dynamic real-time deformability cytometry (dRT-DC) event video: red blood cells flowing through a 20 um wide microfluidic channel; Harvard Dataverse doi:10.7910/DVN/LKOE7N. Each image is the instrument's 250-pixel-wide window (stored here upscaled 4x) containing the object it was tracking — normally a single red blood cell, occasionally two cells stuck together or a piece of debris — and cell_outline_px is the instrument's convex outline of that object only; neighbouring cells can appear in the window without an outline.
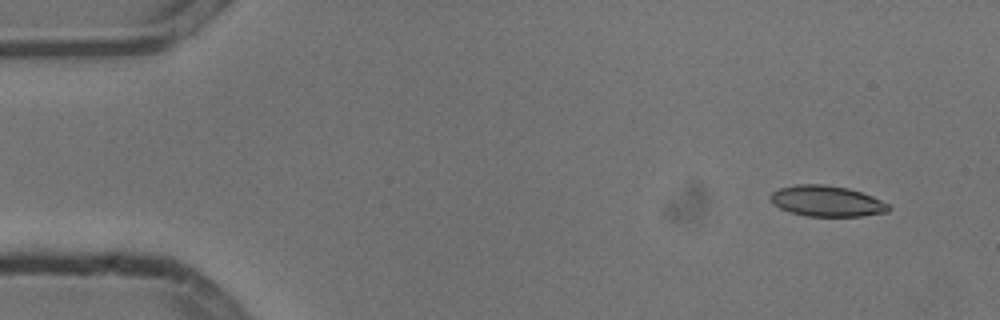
{"species": "common noctule bat (a hibernating species)", "species_latin": "Nyctalus noctula", "temperature_condition": "cold", "stored_images_in_passage": 4, "camera_frame_rate_fps": 3000, "um_per_image_px": 0.085, "animal": {"sex": "male", "body_mass_g": 13.3}, "frame": {"image": 1, "passage_image": 1, "time_ms": 0.0, "image_size_px": [1000, 320], "cell_outline_px": [[892, 208], [888, 212], [860, 216], [808, 216], [788, 212], [772, 204], [768, 196], [772, 192], [780, 188], [796, 184], [824, 184], [848, 188], [872, 196], [888, 204]], "centroid_in_image_um": [70.24, 17.09], "position_along_channel_um": 14.8, "area_um2": 21.33}}
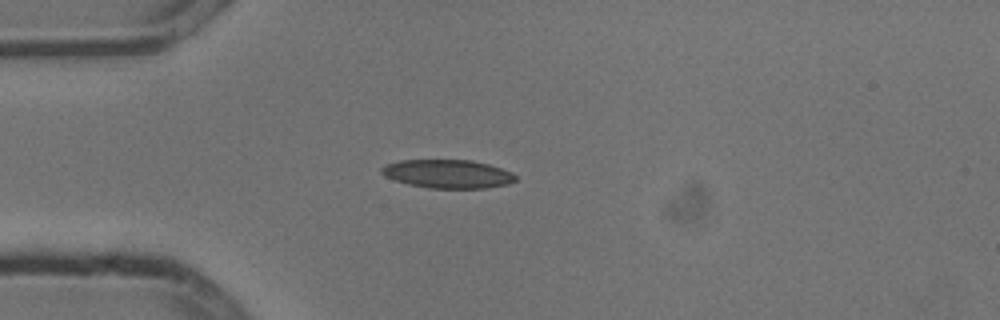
{"frame": {"image": 2, "passage_image": 4, "time_ms": 1.0, "image_size_px": [1000, 320], "cell_outline_px": [[516, 180], [508, 184], [488, 188], [428, 188], [408, 184], [384, 176], [380, 172], [380, 168], [388, 164], [400, 160], [472, 160], [488, 164], [512, 172], [516, 176]], "centroid_in_image_um": [38.06, 14.78], "position_along_channel_um": 46.9, "area_um2": 22.25}}